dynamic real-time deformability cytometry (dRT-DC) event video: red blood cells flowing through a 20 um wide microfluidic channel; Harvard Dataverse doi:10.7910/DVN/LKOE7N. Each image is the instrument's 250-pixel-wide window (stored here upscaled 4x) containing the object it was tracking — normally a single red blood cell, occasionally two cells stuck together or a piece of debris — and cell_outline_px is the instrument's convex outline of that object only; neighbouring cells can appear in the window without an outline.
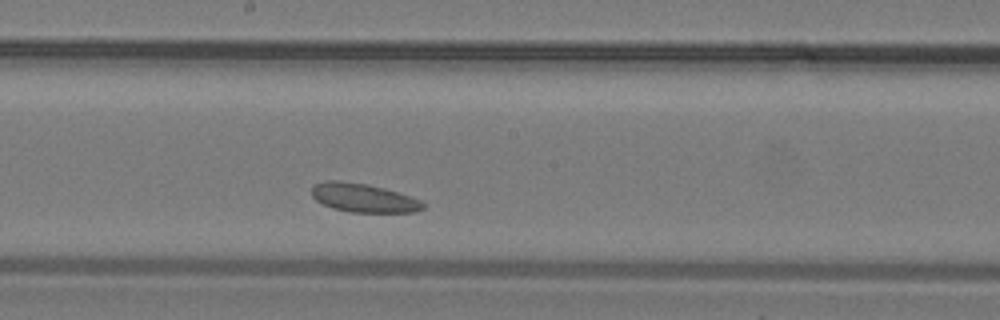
{"species": "common noctule bat (a hibernating species)", "species_latin": "Nyctalus noctula", "temperature_condition": "warm", "stored_images_in_passage": 16, "camera_frame_rate_fps": 3000, "um_per_image_px": 0.085, "animal": {"sex": "male", "body_mass_g": 19.2, "forearm_length_mm": 51.8}, "frame": {"image": 1, "passage_image": 10, "time_ms": 3.0, "image_size_px": [1000, 320], "cell_outline_px": [[424, 208], [416, 212], [348, 212], [332, 208], [316, 200], [312, 196], [312, 184], [324, 180], [336, 180], [368, 184], [384, 188], [420, 200], [424, 204]], "centroid_in_image_um": [30.85, 16.81], "position_along_channel_um": 217.4, "area_um2": 18.61}}
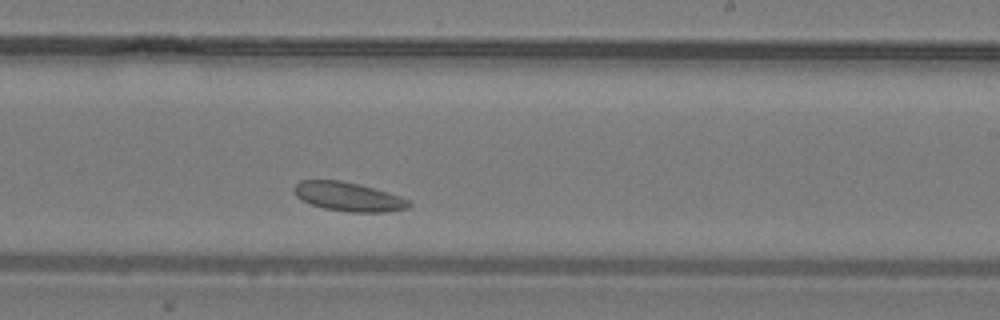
{"frame": {"image": 2, "passage_image": 12, "time_ms": 3.667, "image_size_px": [1000, 320], "cell_outline_px": [[412, 204], [408, 208], [384, 212], [348, 212], [324, 208], [312, 204], [296, 196], [292, 188], [300, 180], [340, 180], [360, 184], [400, 196], [408, 200]], "centroid_in_image_um": [29.61, 16.71], "position_along_channel_um": 259.4, "area_um2": 19.31}}
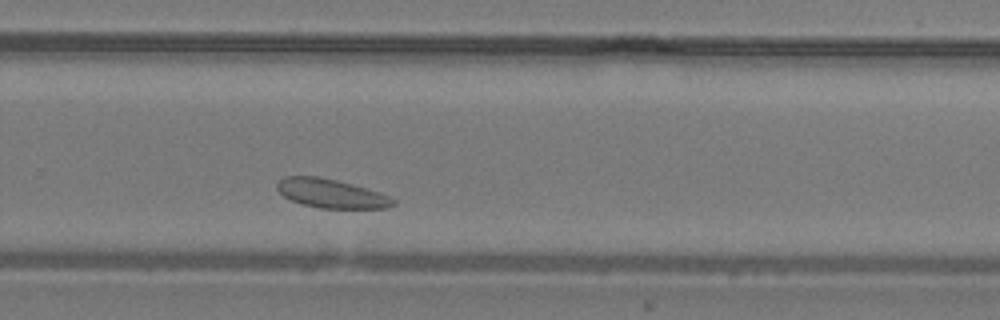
{"frame": {"image": 3, "passage_image": 14, "time_ms": 4.333, "image_size_px": [1000, 320], "cell_outline_px": [[396, 204], [388, 208], [320, 208], [304, 204], [292, 200], [284, 196], [276, 188], [276, 184], [284, 176], [316, 176], [336, 180], [364, 188], [388, 196], [396, 200]], "centroid_in_image_um": [28.13, 16.45], "position_along_channel_um": 301.7, "area_um2": 19.19}}